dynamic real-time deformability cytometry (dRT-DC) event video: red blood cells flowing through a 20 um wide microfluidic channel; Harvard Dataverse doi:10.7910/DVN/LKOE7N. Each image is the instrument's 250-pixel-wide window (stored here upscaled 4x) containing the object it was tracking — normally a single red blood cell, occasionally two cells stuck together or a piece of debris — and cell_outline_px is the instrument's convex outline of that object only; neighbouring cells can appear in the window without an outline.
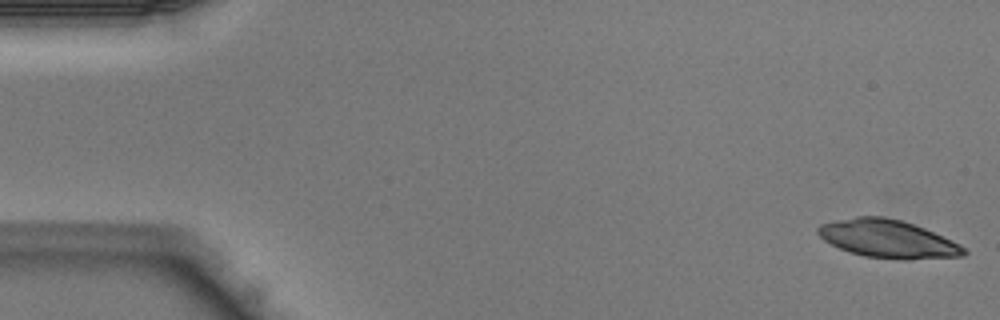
{"species": "Egyptian fruit bat (a non-hibernating species)", "species_latin": "Rousettus aegyptiacus", "temperature_condition": "warm", "stored_images_in_passage": 42, "camera_frame_rate_fps": 3000, "um_per_image_px": 0.085, "animal": {"sex": "male"}, "frame": {"image": 1, "passage_image": 1, "time_ms": 0.0, "image_size_px": [1000, 320], "cell_outline_px": [[968, 252], [964, 256], [912, 260], [904, 260], [864, 256], [840, 248], [824, 240], [816, 232], [816, 228], [820, 224], [836, 220], [856, 216], [884, 216], [900, 220], [924, 228], [960, 244]], "centroid_in_image_um": [75.47, 20.31], "position_along_channel_um": 9.5, "area_um2": 32.25}}
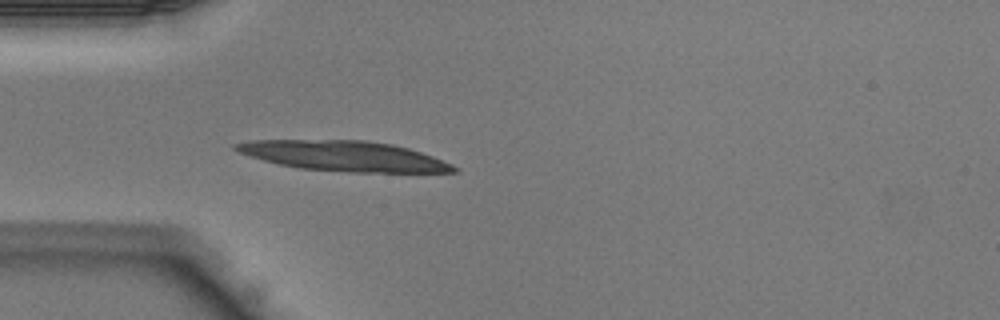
{"frame": {"image": 2, "passage_image": 12, "time_ms": 3.667, "image_size_px": [1000, 320], "cell_outline_px": [[460, 168], [456, 172], [348, 172], [300, 168], [280, 164], [264, 160], [240, 152], [232, 148], [232, 144], [252, 140], [364, 140], [392, 144], [408, 148], [432, 156], [452, 164]], "centroid_in_image_um": [29.25, 13.26], "position_along_channel_um": 55.7, "area_um2": 38.03}}